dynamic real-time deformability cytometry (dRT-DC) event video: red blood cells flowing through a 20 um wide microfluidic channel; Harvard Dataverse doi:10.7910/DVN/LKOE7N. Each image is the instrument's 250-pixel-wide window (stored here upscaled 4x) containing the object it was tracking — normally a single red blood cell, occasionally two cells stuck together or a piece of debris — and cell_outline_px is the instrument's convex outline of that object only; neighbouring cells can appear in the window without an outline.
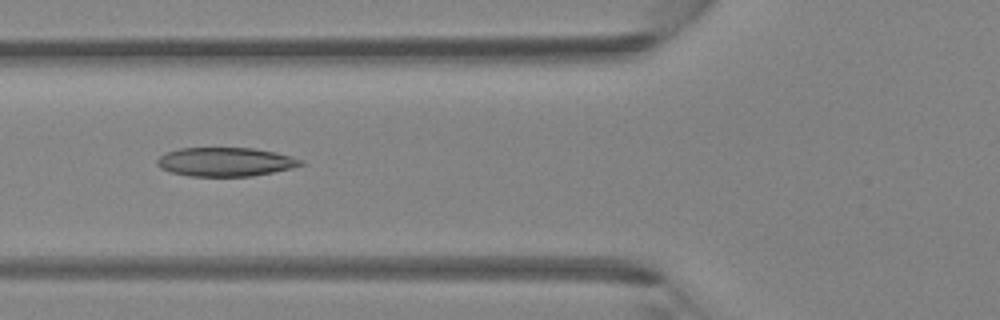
{"species": "Egyptian fruit bat (a non-hibernating species)", "species_latin": "Rousettus aegyptiacus", "temperature_condition": "room temperature", "stored_images_in_passage": 5, "camera_frame_rate_fps": 3000, "um_per_image_px": 0.085, "animal": {"sex": "female"}, "frame": {"image": 1, "passage_image": 5, "time_ms": 1.333, "image_size_px": [1000, 320], "cell_outline_px": [[304, 164], [292, 168], [252, 176], [188, 176], [172, 172], [160, 168], [156, 164], [156, 160], [160, 156], [168, 152], [180, 148], [252, 148], [276, 152], [292, 156], [304, 160]], "centroid_in_image_um": [19.18, 13.76], "position_along_channel_um": 106.6, "area_um2": 24.16}}